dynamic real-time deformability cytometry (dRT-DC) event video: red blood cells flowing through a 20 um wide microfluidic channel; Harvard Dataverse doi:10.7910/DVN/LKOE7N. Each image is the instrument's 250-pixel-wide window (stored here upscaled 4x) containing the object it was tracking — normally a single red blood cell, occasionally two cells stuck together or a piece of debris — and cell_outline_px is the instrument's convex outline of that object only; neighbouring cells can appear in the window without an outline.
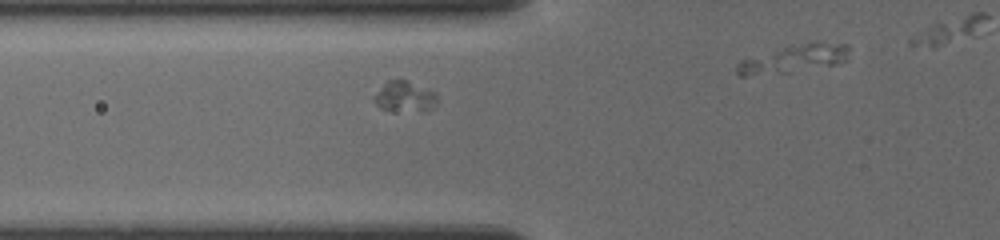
{"species": "common noctule bat (a hibernating species)", "species_latin": "Nyctalus noctula", "temperature_condition": "cold", "stored_images_in_passage": 3, "camera_frame_rate_fps": 3000, "um_per_image_px": 0.085, "animal": {"sex": "female", "body_mass_g": 19.5, "forearm_length_mm": 54.1}, "frame": {"image": 1, "passage_image": 2, "time_ms": 1.0, "image_size_px": [1000, 240], "cell_outline_px": [[436, 104], [428, 108], [380, 108], [376, 104], [376, 96], [380, 88], [388, 80], [404, 80], [436, 92]], "centroid_in_image_um": [34.4, 8.13], "position_along_channel_um": 91.4, "area_um2": 10.0}}